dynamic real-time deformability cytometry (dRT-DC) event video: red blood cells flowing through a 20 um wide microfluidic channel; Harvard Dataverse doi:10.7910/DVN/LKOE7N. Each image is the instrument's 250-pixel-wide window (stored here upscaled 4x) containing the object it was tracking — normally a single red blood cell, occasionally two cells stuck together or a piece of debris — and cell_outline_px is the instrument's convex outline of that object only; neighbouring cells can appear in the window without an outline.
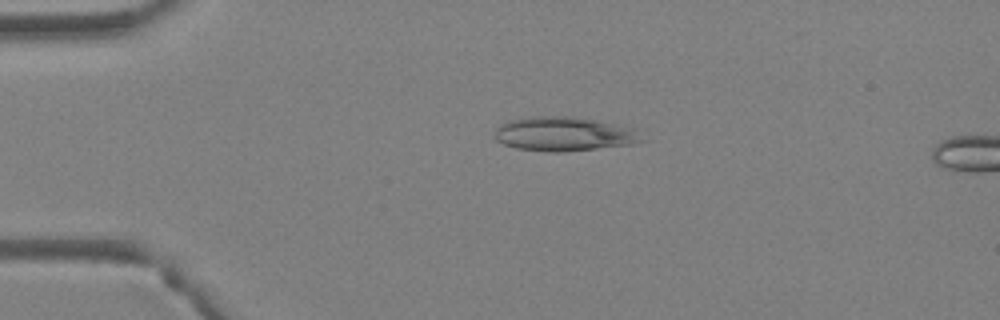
{"species": "Egyptian fruit bat (a non-hibernating species)", "species_latin": "Rousettus aegyptiacus", "temperature_condition": "warm", "stored_images_in_passage": 4, "camera_frame_rate_fps": 3000, "um_per_image_px": 0.085, "animal": {"sex": "female"}, "frame": {"image": 1, "passage_image": 3, "time_ms": 0.667, "image_size_px": [1000, 320], "cell_outline_px": [[648, 140], [632, 144], [564, 152], [548, 152], [516, 148], [504, 144], [496, 140], [496, 128], [500, 124], [508, 120], [528, 116], [576, 116], [616, 124], [632, 128]], "centroid_in_image_um": [47.94, 11.38], "position_along_channel_um": 37.1, "area_um2": 29.54}}